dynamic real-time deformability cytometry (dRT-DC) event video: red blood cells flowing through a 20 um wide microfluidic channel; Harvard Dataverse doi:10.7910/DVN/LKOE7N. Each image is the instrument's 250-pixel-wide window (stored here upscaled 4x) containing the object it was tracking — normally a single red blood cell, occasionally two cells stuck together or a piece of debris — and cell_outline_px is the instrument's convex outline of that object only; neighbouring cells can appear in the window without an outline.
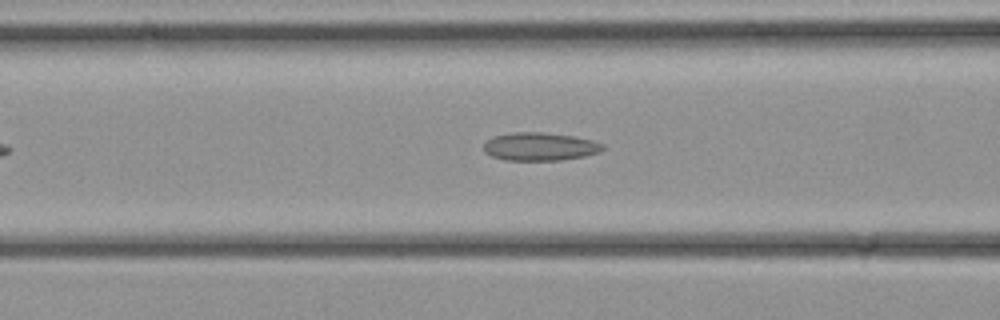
{"species": "common noctule bat (a hibernating species)", "species_latin": "Nyctalus noctula", "temperature_condition": "cold", "stored_images_in_passage": 7, "camera_frame_rate_fps": 3000, "um_per_image_px": 0.085, "animal": {"sex": "female", "body_mass_g": 21.9}, "frame": {"image": 1, "passage_image": 5, "time_ms": 1.333, "image_size_px": [1000, 320], "cell_outline_px": [[604, 148], [600, 152], [584, 156], [560, 160], [504, 160], [492, 156], [484, 152], [484, 144], [492, 136], [512, 132], [544, 132], [576, 136], [592, 140], [604, 144]], "centroid_in_image_um": [45.89, 12.45], "position_along_channel_um": 120.7, "area_um2": 19.65}}